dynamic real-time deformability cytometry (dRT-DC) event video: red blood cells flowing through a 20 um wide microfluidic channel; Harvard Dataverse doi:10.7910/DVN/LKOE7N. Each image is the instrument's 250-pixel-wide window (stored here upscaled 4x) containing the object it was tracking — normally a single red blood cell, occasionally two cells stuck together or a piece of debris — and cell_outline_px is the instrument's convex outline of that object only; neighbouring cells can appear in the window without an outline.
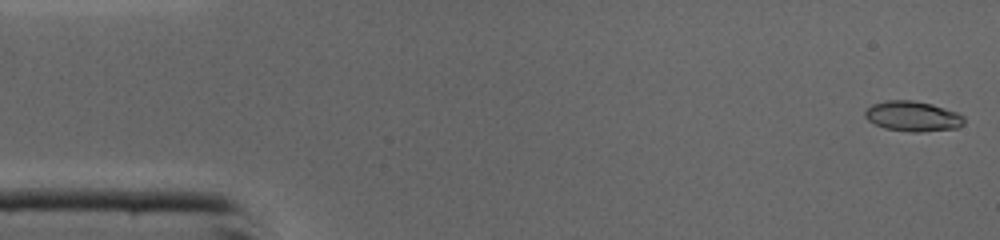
{"species": "common noctule bat (a hibernating species)", "species_latin": "Nyctalus noctula", "temperature_condition": "cold", "stored_images_in_passage": 45, "camera_frame_rate_fps": 3000, "um_per_image_px": 0.085, "animal": {"sex": "male", "body_mass_g": 19.0, "forearm_length_mm": 50.8}, "frame": {"image": 1, "passage_image": 1, "time_ms": 0.0, "image_size_px": [1000, 240], "cell_outline_px": [[964, 124], [956, 128], [920, 132], [912, 132], [884, 128], [868, 120], [864, 116], [864, 112], [872, 104], [888, 100], [912, 100], [932, 104], [956, 112], [964, 116]], "centroid_in_image_um": [77.58, 9.88], "position_along_channel_um": 7.4, "area_um2": 17.34}}
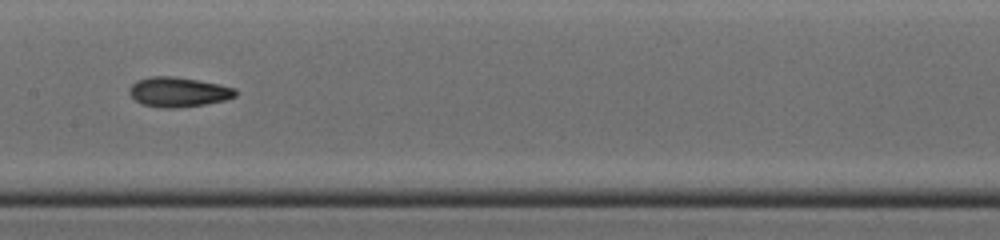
{"frame": {"image": 2, "passage_image": 22, "time_ms": 7.0, "image_size_px": [1000, 240], "cell_outline_px": [[236, 96], [224, 100], [204, 104], [176, 108], [164, 108], [140, 104], [128, 92], [128, 88], [136, 80], [148, 76], [172, 76], [220, 84], [236, 88]], "centroid_in_image_um": [15.12, 7.81], "position_along_channel_um": 192.3, "area_um2": 18.44}}
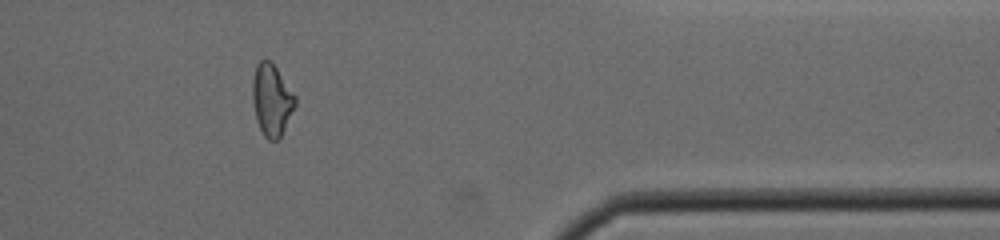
{"frame": {"image": 3, "passage_image": 37, "time_ms": 12.0, "image_size_px": [1000, 240], "cell_outline_px": [[296, 104], [280, 136], [276, 140], [268, 140], [264, 136], [256, 120], [252, 100], [252, 80], [256, 64], [260, 60], [272, 60], [296, 96]], "centroid_in_image_um": [23.08, 8.44], "position_along_channel_um": 388.3, "area_um2": 17.92}, "authors_computed_cell_mechanics": {"area_um2": 17.629, "velocity_mm_per_s": 4.4048, "shape_relaxation_time_tau1_ms": 5.4463, "shape_relaxation_time_tau2_ms": 3.4992, "deformation_change_tau1": 0.2068, "deformation_change_tau2": 0.1132}}